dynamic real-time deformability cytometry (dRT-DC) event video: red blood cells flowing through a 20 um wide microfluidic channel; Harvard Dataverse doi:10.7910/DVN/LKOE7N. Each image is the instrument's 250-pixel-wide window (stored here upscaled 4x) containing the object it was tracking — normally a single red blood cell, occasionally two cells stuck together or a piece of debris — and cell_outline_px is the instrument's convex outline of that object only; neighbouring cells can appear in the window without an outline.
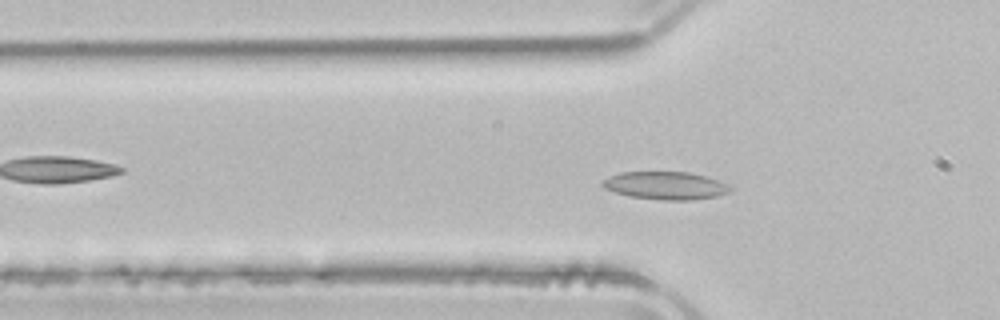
{"species": "common noctule bat (a hibernating species)", "species_latin": "Nyctalus noctula", "temperature_condition": "room temperature", "stored_images_in_passage": 50, "camera_frame_rate_fps": 3000, "um_per_image_px": 0.085, "animal": {"sex": "male", "body_mass_g": 21.5, "forearm_length_mm": 52.0}, "frame": {"image": 1, "passage_image": 14, "time_ms": 4.333, "image_size_px": [1000, 320], "cell_outline_px": [[732, 188], [728, 192], [716, 196], [696, 200], [664, 200], [632, 196], [616, 192], [604, 188], [600, 184], [600, 180], [620, 172], [688, 172], [704, 176], [716, 180]], "centroid_in_image_um": [56.51, 15.77], "position_along_channel_um": 69.3, "area_um2": 20.46}}
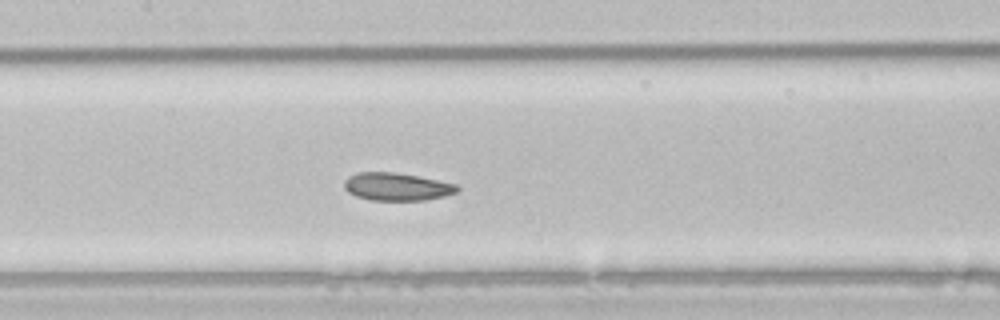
{"frame": {"image": 2, "passage_image": 22, "time_ms": 7.0, "image_size_px": [1000, 320], "cell_outline_px": [[460, 188], [456, 192], [444, 196], [424, 200], [372, 200], [356, 196], [348, 192], [344, 188], [344, 180], [348, 176], [356, 172], [392, 172], [416, 176], [456, 184]], "centroid_in_image_um": [33.68, 15.86], "position_along_channel_um": 173.7, "area_um2": 18.15}}
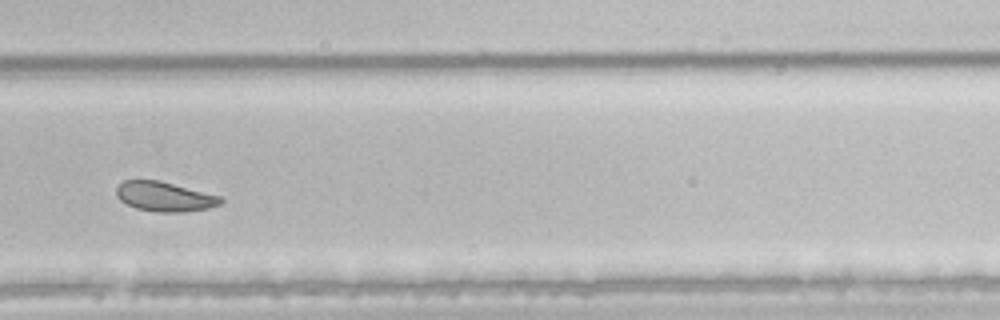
{"frame": {"image": 3, "passage_image": 33, "time_ms": 10.667, "image_size_px": [1000, 320], "cell_outline_px": [[224, 200], [220, 204], [208, 208], [180, 212], [156, 212], [136, 208], [120, 200], [116, 196], [116, 188], [124, 180], [160, 180], [220, 196]], "centroid_in_image_um": [13.98, 16.7], "position_along_channel_um": 315.8, "area_um2": 17.92}, "authors_computed_cell_mechanics": {"area_um2": 20.3745, "velocity_mm_per_s": 3.898, "shape_relaxation_time_tau1_ms": null, "shape_relaxation_time_tau2_ms": 6.626, "deformation_change_tau1": null, "deformation_change_tau2": 0.1005}}